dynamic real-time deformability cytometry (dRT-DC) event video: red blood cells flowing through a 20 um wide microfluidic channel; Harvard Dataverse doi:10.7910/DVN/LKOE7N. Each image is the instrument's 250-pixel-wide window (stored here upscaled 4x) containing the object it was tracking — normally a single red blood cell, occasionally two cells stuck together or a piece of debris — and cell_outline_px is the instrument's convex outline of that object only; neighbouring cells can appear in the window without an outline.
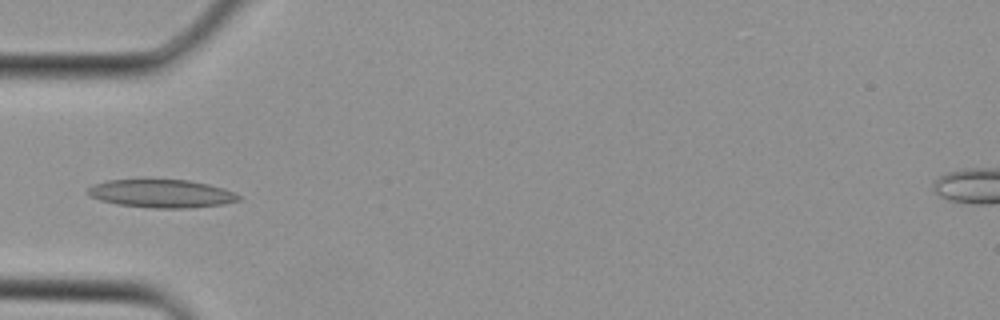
{"species": "Egyptian fruit bat (a non-hibernating species)", "species_latin": "Rousettus aegyptiacus", "temperature_condition": "cold", "stored_images_in_passage": 3, "camera_frame_rate_fps": 3000, "um_per_image_px": 0.085, "animal": {"sex": "female"}, "frame": {"image": 1, "passage_image": 3, "time_ms": 0.667, "image_size_px": [1000, 320], "cell_outline_px": [[240, 200], [224, 204], [188, 208], [152, 208], [116, 204], [100, 200], [88, 196], [88, 188], [92, 184], [108, 180], [188, 180], [208, 184], [224, 188], [240, 196]], "centroid_in_image_um": [13.7, 16.46], "position_along_channel_um": 71.3, "area_um2": 24.68}}